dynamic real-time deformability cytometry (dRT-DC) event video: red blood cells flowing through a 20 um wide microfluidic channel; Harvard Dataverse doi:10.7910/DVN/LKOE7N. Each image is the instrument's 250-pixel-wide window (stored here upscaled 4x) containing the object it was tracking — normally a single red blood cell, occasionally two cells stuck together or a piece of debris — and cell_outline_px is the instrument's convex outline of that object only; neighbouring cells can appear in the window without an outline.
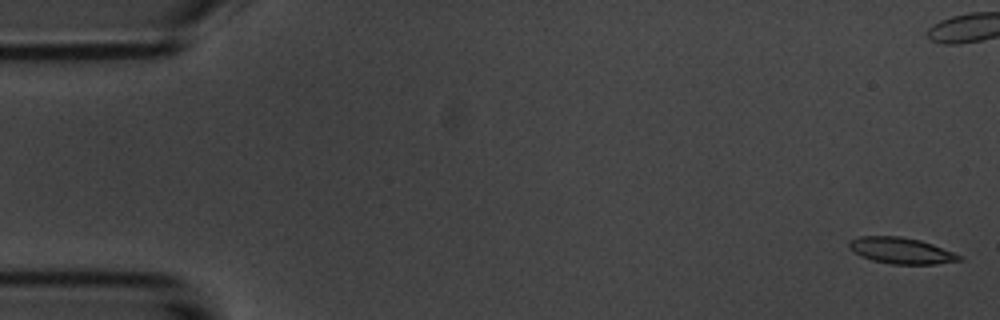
{"species": "common noctule bat (a hibernating species)", "species_latin": "Nyctalus noctula", "temperature_condition": "room temperature", "stored_images_in_passage": 7, "camera_frame_rate_fps": 3000, "um_per_image_px": 0.085, "animal": {"sex": "male", "body_mass_g": 20.1, "forearm_length_mm": 53.5}, "frame": {"image": 1, "passage_image": 1, "time_ms": 0.0, "image_size_px": [1000, 320], "cell_outline_px": [[964, 260], [936, 264], [892, 264], [872, 260], [860, 256], [848, 248], [848, 240], [860, 236], [900, 236], [920, 240], [932, 244], [964, 256]], "centroid_in_image_um": [76.6, 21.3], "position_along_channel_um": 8.4, "area_um2": 16.99}}